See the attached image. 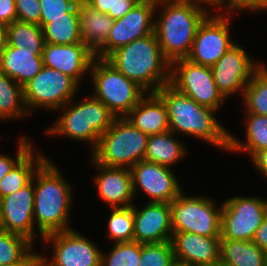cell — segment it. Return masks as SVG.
Returning a JSON list of instances; mask_svg holds the SVG:
<instances>
[{
	"label": "cell",
	"instance_id": "ee69618b",
	"mask_svg": "<svg viewBox=\"0 0 267 266\" xmlns=\"http://www.w3.org/2000/svg\"><path fill=\"white\" fill-rule=\"evenodd\" d=\"M250 159L255 168L267 177V148L257 151Z\"/></svg>",
	"mask_w": 267,
	"mask_h": 266
},
{
	"label": "cell",
	"instance_id": "ffe728a7",
	"mask_svg": "<svg viewBox=\"0 0 267 266\" xmlns=\"http://www.w3.org/2000/svg\"><path fill=\"white\" fill-rule=\"evenodd\" d=\"M42 57L44 66L69 75L80 84L84 75L90 72L95 54L84 43L68 45L45 43Z\"/></svg>",
	"mask_w": 267,
	"mask_h": 266
},
{
	"label": "cell",
	"instance_id": "d6a6232c",
	"mask_svg": "<svg viewBox=\"0 0 267 266\" xmlns=\"http://www.w3.org/2000/svg\"><path fill=\"white\" fill-rule=\"evenodd\" d=\"M245 113L267 116V67L255 71L243 92Z\"/></svg>",
	"mask_w": 267,
	"mask_h": 266
},
{
	"label": "cell",
	"instance_id": "8fae6325",
	"mask_svg": "<svg viewBox=\"0 0 267 266\" xmlns=\"http://www.w3.org/2000/svg\"><path fill=\"white\" fill-rule=\"evenodd\" d=\"M170 83L200 105L214 110L226 101L215 84L211 67L187 58L171 63Z\"/></svg>",
	"mask_w": 267,
	"mask_h": 266
},
{
	"label": "cell",
	"instance_id": "8d00e7d4",
	"mask_svg": "<svg viewBox=\"0 0 267 266\" xmlns=\"http://www.w3.org/2000/svg\"><path fill=\"white\" fill-rule=\"evenodd\" d=\"M80 0H39L41 7L40 27L48 23V18L67 17Z\"/></svg>",
	"mask_w": 267,
	"mask_h": 266
},
{
	"label": "cell",
	"instance_id": "8992f818",
	"mask_svg": "<svg viewBox=\"0 0 267 266\" xmlns=\"http://www.w3.org/2000/svg\"><path fill=\"white\" fill-rule=\"evenodd\" d=\"M149 136L134 127L126 117H117L104 132L91 158L110 167L131 168L144 160Z\"/></svg>",
	"mask_w": 267,
	"mask_h": 266
},
{
	"label": "cell",
	"instance_id": "44dd1931",
	"mask_svg": "<svg viewBox=\"0 0 267 266\" xmlns=\"http://www.w3.org/2000/svg\"><path fill=\"white\" fill-rule=\"evenodd\" d=\"M92 163L99 171L94 183L100 198L111 208L132 206L135 197L130 169L100 165L91 158Z\"/></svg>",
	"mask_w": 267,
	"mask_h": 266
},
{
	"label": "cell",
	"instance_id": "f546056e",
	"mask_svg": "<svg viewBox=\"0 0 267 266\" xmlns=\"http://www.w3.org/2000/svg\"><path fill=\"white\" fill-rule=\"evenodd\" d=\"M23 86L0 70V121L20 119L29 116Z\"/></svg>",
	"mask_w": 267,
	"mask_h": 266
},
{
	"label": "cell",
	"instance_id": "7402d4cb",
	"mask_svg": "<svg viewBox=\"0 0 267 266\" xmlns=\"http://www.w3.org/2000/svg\"><path fill=\"white\" fill-rule=\"evenodd\" d=\"M125 117L148 136L169 131L166 106L156 93H147Z\"/></svg>",
	"mask_w": 267,
	"mask_h": 266
},
{
	"label": "cell",
	"instance_id": "e0dca14e",
	"mask_svg": "<svg viewBox=\"0 0 267 266\" xmlns=\"http://www.w3.org/2000/svg\"><path fill=\"white\" fill-rule=\"evenodd\" d=\"M130 172L134 195L140 187L150 197L149 202L171 203L183 191L172 168L141 160Z\"/></svg>",
	"mask_w": 267,
	"mask_h": 266
},
{
	"label": "cell",
	"instance_id": "7bdbcfd3",
	"mask_svg": "<svg viewBox=\"0 0 267 266\" xmlns=\"http://www.w3.org/2000/svg\"><path fill=\"white\" fill-rule=\"evenodd\" d=\"M252 241L263 251L267 252V214L260 227L256 230Z\"/></svg>",
	"mask_w": 267,
	"mask_h": 266
},
{
	"label": "cell",
	"instance_id": "b9f144b4",
	"mask_svg": "<svg viewBox=\"0 0 267 266\" xmlns=\"http://www.w3.org/2000/svg\"><path fill=\"white\" fill-rule=\"evenodd\" d=\"M135 4L130 0H114L113 13H107L113 20H118L124 17Z\"/></svg>",
	"mask_w": 267,
	"mask_h": 266
},
{
	"label": "cell",
	"instance_id": "6da1fadb",
	"mask_svg": "<svg viewBox=\"0 0 267 266\" xmlns=\"http://www.w3.org/2000/svg\"><path fill=\"white\" fill-rule=\"evenodd\" d=\"M164 102L169 131L180 132L206 141L224 151L229 150V132L215 118L217 110L202 106L170 82L155 92Z\"/></svg>",
	"mask_w": 267,
	"mask_h": 266
},
{
	"label": "cell",
	"instance_id": "60d3db41",
	"mask_svg": "<svg viewBox=\"0 0 267 266\" xmlns=\"http://www.w3.org/2000/svg\"><path fill=\"white\" fill-rule=\"evenodd\" d=\"M16 20L15 0H0V22L11 24Z\"/></svg>",
	"mask_w": 267,
	"mask_h": 266
},
{
	"label": "cell",
	"instance_id": "7dc6e473",
	"mask_svg": "<svg viewBox=\"0 0 267 266\" xmlns=\"http://www.w3.org/2000/svg\"><path fill=\"white\" fill-rule=\"evenodd\" d=\"M27 266H51L43 255L35 254L28 262Z\"/></svg>",
	"mask_w": 267,
	"mask_h": 266
},
{
	"label": "cell",
	"instance_id": "cb8c5ba5",
	"mask_svg": "<svg viewBox=\"0 0 267 266\" xmlns=\"http://www.w3.org/2000/svg\"><path fill=\"white\" fill-rule=\"evenodd\" d=\"M80 37L96 54L106 43L114 20L107 14L91 8L83 0L78 3Z\"/></svg>",
	"mask_w": 267,
	"mask_h": 266
},
{
	"label": "cell",
	"instance_id": "4316f807",
	"mask_svg": "<svg viewBox=\"0 0 267 266\" xmlns=\"http://www.w3.org/2000/svg\"><path fill=\"white\" fill-rule=\"evenodd\" d=\"M32 148L11 170L0 180V199L18 191L28 184L37 168L48 158L40 150Z\"/></svg>",
	"mask_w": 267,
	"mask_h": 266
},
{
	"label": "cell",
	"instance_id": "7a4b0ae2",
	"mask_svg": "<svg viewBox=\"0 0 267 266\" xmlns=\"http://www.w3.org/2000/svg\"><path fill=\"white\" fill-rule=\"evenodd\" d=\"M71 188L57 166L48 158L35 171L34 221L42 239L51 233L71 230Z\"/></svg>",
	"mask_w": 267,
	"mask_h": 266
},
{
	"label": "cell",
	"instance_id": "3957f363",
	"mask_svg": "<svg viewBox=\"0 0 267 266\" xmlns=\"http://www.w3.org/2000/svg\"><path fill=\"white\" fill-rule=\"evenodd\" d=\"M105 59L147 93L170 82L171 63L164 57L155 32L117 48Z\"/></svg>",
	"mask_w": 267,
	"mask_h": 266
},
{
	"label": "cell",
	"instance_id": "4dcf8cb0",
	"mask_svg": "<svg viewBox=\"0 0 267 266\" xmlns=\"http://www.w3.org/2000/svg\"><path fill=\"white\" fill-rule=\"evenodd\" d=\"M33 246L26 237L0 229V266H27L36 254Z\"/></svg>",
	"mask_w": 267,
	"mask_h": 266
},
{
	"label": "cell",
	"instance_id": "ac0fdd59",
	"mask_svg": "<svg viewBox=\"0 0 267 266\" xmlns=\"http://www.w3.org/2000/svg\"><path fill=\"white\" fill-rule=\"evenodd\" d=\"M172 210L167 202H148L142 209L134 205V241L162 243L172 238Z\"/></svg>",
	"mask_w": 267,
	"mask_h": 266
},
{
	"label": "cell",
	"instance_id": "c3c4849f",
	"mask_svg": "<svg viewBox=\"0 0 267 266\" xmlns=\"http://www.w3.org/2000/svg\"><path fill=\"white\" fill-rule=\"evenodd\" d=\"M7 24L0 22V52L7 45Z\"/></svg>",
	"mask_w": 267,
	"mask_h": 266
},
{
	"label": "cell",
	"instance_id": "681fc988",
	"mask_svg": "<svg viewBox=\"0 0 267 266\" xmlns=\"http://www.w3.org/2000/svg\"><path fill=\"white\" fill-rule=\"evenodd\" d=\"M130 1H132L135 5H138V4L157 3L159 0H130Z\"/></svg>",
	"mask_w": 267,
	"mask_h": 266
},
{
	"label": "cell",
	"instance_id": "603a6c76",
	"mask_svg": "<svg viewBox=\"0 0 267 266\" xmlns=\"http://www.w3.org/2000/svg\"><path fill=\"white\" fill-rule=\"evenodd\" d=\"M44 67L42 55L34 50L6 45L0 52V70L8 77L24 86Z\"/></svg>",
	"mask_w": 267,
	"mask_h": 266
},
{
	"label": "cell",
	"instance_id": "d6986e66",
	"mask_svg": "<svg viewBox=\"0 0 267 266\" xmlns=\"http://www.w3.org/2000/svg\"><path fill=\"white\" fill-rule=\"evenodd\" d=\"M220 239L189 232L173 233L171 244L175 262L189 266H220Z\"/></svg>",
	"mask_w": 267,
	"mask_h": 266
},
{
	"label": "cell",
	"instance_id": "74e56055",
	"mask_svg": "<svg viewBox=\"0 0 267 266\" xmlns=\"http://www.w3.org/2000/svg\"><path fill=\"white\" fill-rule=\"evenodd\" d=\"M218 8L226 10L224 14L227 13L229 15H233L235 12L239 14V12L243 10H251L254 13H260L259 11H267V0H218Z\"/></svg>",
	"mask_w": 267,
	"mask_h": 266
},
{
	"label": "cell",
	"instance_id": "9a60e30c",
	"mask_svg": "<svg viewBox=\"0 0 267 266\" xmlns=\"http://www.w3.org/2000/svg\"><path fill=\"white\" fill-rule=\"evenodd\" d=\"M35 227L33 175L24 187L0 199V229L22 235L35 244Z\"/></svg>",
	"mask_w": 267,
	"mask_h": 266
},
{
	"label": "cell",
	"instance_id": "ba28073f",
	"mask_svg": "<svg viewBox=\"0 0 267 266\" xmlns=\"http://www.w3.org/2000/svg\"><path fill=\"white\" fill-rule=\"evenodd\" d=\"M183 191L171 203L172 231L205 237H221L222 205L205 196H185ZM217 207V208H216Z\"/></svg>",
	"mask_w": 267,
	"mask_h": 266
},
{
	"label": "cell",
	"instance_id": "30bf717a",
	"mask_svg": "<svg viewBox=\"0 0 267 266\" xmlns=\"http://www.w3.org/2000/svg\"><path fill=\"white\" fill-rule=\"evenodd\" d=\"M267 214V199L235 196L222 203L221 239L252 241Z\"/></svg>",
	"mask_w": 267,
	"mask_h": 266
},
{
	"label": "cell",
	"instance_id": "bcb514c9",
	"mask_svg": "<svg viewBox=\"0 0 267 266\" xmlns=\"http://www.w3.org/2000/svg\"><path fill=\"white\" fill-rule=\"evenodd\" d=\"M174 1L193 3V4L199 5L203 8H206V7H204V4L210 6L211 8L213 6L218 8V0H174Z\"/></svg>",
	"mask_w": 267,
	"mask_h": 266
},
{
	"label": "cell",
	"instance_id": "4fadbf2b",
	"mask_svg": "<svg viewBox=\"0 0 267 266\" xmlns=\"http://www.w3.org/2000/svg\"><path fill=\"white\" fill-rule=\"evenodd\" d=\"M44 247L52 243L51 266H101V249L78 231L71 229L43 237Z\"/></svg>",
	"mask_w": 267,
	"mask_h": 266
},
{
	"label": "cell",
	"instance_id": "5bb4252c",
	"mask_svg": "<svg viewBox=\"0 0 267 266\" xmlns=\"http://www.w3.org/2000/svg\"><path fill=\"white\" fill-rule=\"evenodd\" d=\"M240 45H233L212 67L215 84L225 99L244 89L255 71L262 65L253 61Z\"/></svg>",
	"mask_w": 267,
	"mask_h": 266
},
{
	"label": "cell",
	"instance_id": "1f68e13d",
	"mask_svg": "<svg viewBox=\"0 0 267 266\" xmlns=\"http://www.w3.org/2000/svg\"><path fill=\"white\" fill-rule=\"evenodd\" d=\"M7 38V44L11 47H24L43 55L45 41L42 28L37 24L15 20L7 25Z\"/></svg>",
	"mask_w": 267,
	"mask_h": 266
},
{
	"label": "cell",
	"instance_id": "f6af8a7d",
	"mask_svg": "<svg viewBox=\"0 0 267 266\" xmlns=\"http://www.w3.org/2000/svg\"><path fill=\"white\" fill-rule=\"evenodd\" d=\"M91 8L100 11L101 13H113L114 0H83Z\"/></svg>",
	"mask_w": 267,
	"mask_h": 266
},
{
	"label": "cell",
	"instance_id": "5b68a950",
	"mask_svg": "<svg viewBox=\"0 0 267 266\" xmlns=\"http://www.w3.org/2000/svg\"><path fill=\"white\" fill-rule=\"evenodd\" d=\"M72 101L74 99L61 107V110L63 109L61 115L54 125L47 128L46 133L50 136H66V138L90 143L93 152L100 136L113 125L117 116L93 96L78 102L72 103Z\"/></svg>",
	"mask_w": 267,
	"mask_h": 266
},
{
	"label": "cell",
	"instance_id": "d590c367",
	"mask_svg": "<svg viewBox=\"0 0 267 266\" xmlns=\"http://www.w3.org/2000/svg\"><path fill=\"white\" fill-rule=\"evenodd\" d=\"M139 266H173L175 262L171 241L142 244Z\"/></svg>",
	"mask_w": 267,
	"mask_h": 266
},
{
	"label": "cell",
	"instance_id": "f35d334b",
	"mask_svg": "<svg viewBox=\"0 0 267 266\" xmlns=\"http://www.w3.org/2000/svg\"><path fill=\"white\" fill-rule=\"evenodd\" d=\"M16 20L40 26L41 7L39 0H15Z\"/></svg>",
	"mask_w": 267,
	"mask_h": 266
},
{
	"label": "cell",
	"instance_id": "2e32d148",
	"mask_svg": "<svg viewBox=\"0 0 267 266\" xmlns=\"http://www.w3.org/2000/svg\"><path fill=\"white\" fill-rule=\"evenodd\" d=\"M157 3L135 5L124 17L114 20L105 45L95 57L106 58L117 48L154 33Z\"/></svg>",
	"mask_w": 267,
	"mask_h": 266
},
{
	"label": "cell",
	"instance_id": "d4e9b609",
	"mask_svg": "<svg viewBox=\"0 0 267 266\" xmlns=\"http://www.w3.org/2000/svg\"><path fill=\"white\" fill-rule=\"evenodd\" d=\"M220 266H267V252L253 241L220 240Z\"/></svg>",
	"mask_w": 267,
	"mask_h": 266
},
{
	"label": "cell",
	"instance_id": "e575fe53",
	"mask_svg": "<svg viewBox=\"0 0 267 266\" xmlns=\"http://www.w3.org/2000/svg\"><path fill=\"white\" fill-rule=\"evenodd\" d=\"M109 253H101V266H139L142 243L135 241L114 243Z\"/></svg>",
	"mask_w": 267,
	"mask_h": 266
},
{
	"label": "cell",
	"instance_id": "f907efd6",
	"mask_svg": "<svg viewBox=\"0 0 267 266\" xmlns=\"http://www.w3.org/2000/svg\"><path fill=\"white\" fill-rule=\"evenodd\" d=\"M173 266H189V265H184V264L175 263Z\"/></svg>",
	"mask_w": 267,
	"mask_h": 266
},
{
	"label": "cell",
	"instance_id": "f1b7e54d",
	"mask_svg": "<svg viewBox=\"0 0 267 266\" xmlns=\"http://www.w3.org/2000/svg\"><path fill=\"white\" fill-rule=\"evenodd\" d=\"M246 117V142L236 139L229 134L228 152L244 151L252 157L257 151L267 148V116L247 113Z\"/></svg>",
	"mask_w": 267,
	"mask_h": 266
},
{
	"label": "cell",
	"instance_id": "836d02e7",
	"mask_svg": "<svg viewBox=\"0 0 267 266\" xmlns=\"http://www.w3.org/2000/svg\"><path fill=\"white\" fill-rule=\"evenodd\" d=\"M111 209L107 222L108 238L115 243L134 241V204Z\"/></svg>",
	"mask_w": 267,
	"mask_h": 266
},
{
	"label": "cell",
	"instance_id": "277c9868",
	"mask_svg": "<svg viewBox=\"0 0 267 266\" xmlns=\"http://www.w3.org/2000/svg\"><path fill=\"white\" fill-rule=\"evenodd\" d=\"M159 6L163 8L154 20V32L164 57L170 63L187 58L197 30L210 14V9L174 0H159L157 10Z\"/></svg>",
	"mask_w": 267,
	"mask_h": 266
},
{
	"label": "cell",
	"instance_id": "52a82bcc",
	"mask_svg": "<svg viewBox=\"0 0 267 266\" xmlns=\"http://www.w3.org/2000/svg\"><path fill=\"white\" fill-rule=\"evenodd\" d=\"M89 74L94 87L92 96L117 117H125L147 95L141 86L126 78L105 58L95 57Z\"/></svg>",
	"mask_w": 267,
	"mask_h": 266
},
{
	"label": "cell",
	"instance_id": "484cf974",
	"mask_svg": "<svg viewBox=\"0 0 267 266\" xmlns=\"http://www.w3.org/2000/svg\"><path fill=\"white\" fill-rule=\"evenodd\" d=\"M171 131L150 135L144 160L171 168L186 155V147Z\"/></svg>",
	"mask_w": 267,
	"mask_h": 266
},
{
	"label": "cell",
	"instance_id": "ab89813d",
	"mask_svg": "<svg viewBox=\"0 0 267 266\" xmlns=\"http://www.w3.org/2000/svg\"><path fill=\"white\" fill-rule=\"evenodd\" d=\"M17 143L18 149L15 159L0 153V180L34 147L33 142L25 137V135Z\"/></svg>",
	"mask_w": 267,
	"mask_h": 266
},
{
	"label": "cell",
	"instance_id": "9c48e42d",
	"mask_svg": "<svg viewBox=\"0 0 267 266\" xmlns=\"http://www.w3.org/2000/svg\"><path fill=\"white\" fill-rule=\"evenodd\" d=\"M79 85L69 75L44 66L34 78L23 86L27 111L30 115L36 108L59 111L61 107L75 99Z\"/></svg>",
	"mask_w": 267,
	"mask_h": 266
},
{
	"label": "cell",
	"instance_id": "83f0119b",
	"mask_svg": "<svg viewBox=\"0 0 267 266\" xmlns=\"http://www.w3.org/2000/svg\"><path fill=\"white\" fill-rule=\"evenodd\" d=\"M45 43L68 45L83 43L80 37L78 4L67 13V17L48 18L42 27Z\"/></svg>",
	"mask_w": 267,
	"mask_h": 266
},
{
	"label": "cell",
	"instance_id": "7c38bea8",
	"mask_svg": "<svg viewBox=\"0 0 267 266\" xmlns=\"http://www.w3.org/2000/svg\"><path fill=\"white\" fill-rule=\"evenodd\" d=\"M230 15L209 14L200 24L187 59L212 67L236 43L230 36Z\"/></svg>",
	"mask_w": 267,
	"mask_h": 266
}]
</instances>
